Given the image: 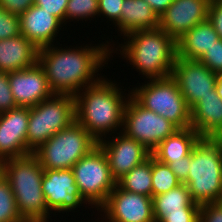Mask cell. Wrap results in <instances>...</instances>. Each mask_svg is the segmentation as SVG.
I'll list each match as a JSON object with an SVG mask.
<instances>
[{
	"instance_id": "cell-26",
	"label": "cell",
	"mask_w": 222,
	"mask_h": 222,
	"mask_svg": "<svg viewBox=\"0 0 222 222\" xmlns=\"http://www.w3.org/2000/svg\"><path fill=\"white\" fill-rule=\"evenodd\" d=\"M180 184L181 182L168 165L152 157V197L166 193Z\"/></svg>"
},
{
	"instance_id": "cell-31",
	"label": "cell",
	"mask_w": 222,
	"mask_h": 222,
	"mask_svg": "<svg viewBox=\"0 0 222 222\" xmlns=\"http://www.w3.org/2000/svg\"><path fill=\"white\" fill-rule=\"evenodd\" d=\"M123 3L124 0H98V16L116 25L120 21Z\"/></svg>"
},
{
	"instance_id": "cell-11",
	"label": "cell",
	"mask_w": 222,
	"mask_h": 222,
	"mask_svg": "<svg viewBox=\"0 0 222 222\" xmlns=\"http://www.w3.org/2000/svg\"><path fill=\"white\" fill-rule=\"evenodd\" d=\"M171 77L177 82L190 109L201 97L217 94L215 86L218 74L198 60H186L177 56Z\"/></svg>"
},
{
	"instance_id": "cell-19",
	"label": "cell",
	"mask_w": 222,
	"mask_h": 222,
	"mask_svg": "<svg viewBox=\"0 0 222 222\" xmlns=\"http://www.w3.org/2000/svg\"><path fill=\"white\" fill-rule=\"evenodd\" d=\"M39 49L22 34L0 40V72H14L38 63Z\"/></svg>"
},
{
	"instance_id": "cell-15",
	"label": "cell",
	"mask_w": 222,
	"mask_h": 222,
	"mask_svg": "<svg viewBox=\"0 0 222 222\" xmlns=\"http://www.w3.org/2000/svg\"><path fill=\"white\" fill-rule=\"evenodd\" d=\"M30 107H16L0 113V163L22 157L27 149V129Z\"/></svg>"
},
{
	"instance_id": "cell-42",
	"label": "cell",
	"mask_w": 222,
	"mask_h": 222,
	"mask_svg": "<svg viewBox=\"0 0 222 222\" xmlns=\"http://www.w3.org/2000/svg\"><path fill=\"white\" fill-rule=\"evenodd\" d=\"M217 139L221 142L222 144V133L217 137Z\"/></svg>"
},
{
	"instance_id": "cell-10",
	"label": "cell",
	"mask_w": 222,
	"mask_h": 222,
	"mask_svg": "<svg viewBox=\"0 0 222 222\" xmlns=\"http://www.w3.org/2000/svg\"><path fill=\"white\" fill-rule=\"evenodd\" d=\"M179 128L163 116L143 107L131 94L125 104L122 132L152 151Z\"/></svg>"
},
{
	"instance_id": "cell-21",
	"label": "cell",
	"mask_w": 222,
	"mask_h": 222,
	"mask_svg": "<svg viewBox=\"0 0 222 222\" xmlns=\"http://www.w3.org/2000/svg\"><path fill=\"white\" fill-rule=\"evenodd\" d=\"M218 39L220 38L212 23L206 19L176 41L177 56L186 60H199Z\"/></svg>"
},
{
	"instance_id": "cell-22",
	"label": "cell",
	"mask_w": 222,
	"mask_h": 222,
	"mask_svg": "<svg viewBox=\"0 0 222 222\" xmlns=\"http://www.w3.org/2000/svg\"><path fill=\"white\" fill-rule=\"evenodd\" d=\"M120 21L115 25L120 35L125 36L137 30H155L159 17L145 0H124Z\"/></svg>"
},
{
	"instance_id": "cell-9",
	"label": "cell",
	"mask_w": 222,
	"mask_h": 222,
	"mask_svg": "<svg viewBox=\"0 0 222 222\" xmlns=\"http://www.w3.org/2000/svg\"><path fill=\"white\" fill-rule=\"evenodd\" d=\"M71 169L82 198L98 212L117 185L104 151L97 145Z\"/></svg>"
},
{
	"instance_id": "cell-32",
	"label": "cell",
	"mask_w": 222,
	"mask_h": 222,
	"mask_svg": "<svg viewBox=\"0 0 222 222\" xmlns=\"http://www.w3.org/2000/svg\"><path fill=\"white\" fill-rule=\"evenodd\" d=\"M18 107L11 92L8 73L0 72V113Z\"/></svg>"
},
{
	"instance_id": "cell-24",
	"label": "cell",
	"mask_w": 222,
	"mask_h": 222,
	"mask_svg": "<svg viewBox=\"0 0 222 222\" xmlns=\"http://www.w3.org/2000/svg\"><path fill=\"white\" fill-rule=\"evenodd\" d=\"M152 206L155 222H160L168 214L200 213V205L192 200L186 184L152 197Z\"/></svg>"
},
{
	"instance_id": "cell-39",
	"label": "cell",
	"mask_w": 222,
	"mask_h": 222,
	"mask_svg": "<svg viewBox=\"0 0 222 222\" xmlns=\"http://www.w3.org/2000/svg\"><path fill=\"white\" fill-rule=\"evenodd\" d=\"M152 10L159 16L172 4L173 0H145Z\"/></svg>"
},
{
	"instance_id": "cell-23",
	"label": "cell",
	"mask_w": 222,
	"mask_h": 222,
	"mask_svg": "<svg viewBox=\"0 0 222 222\" xmlns=\"http://www.w3.org/2000/svg\"><path fill=\"white\" fill-rule=\"evenodd\" d=\"M201 136L192 127L178 129L174 134L161 141L151 156L157 161L169 165L189 155Z\"/></svg>"
},
{
	"instance_id": "cell-41",
	"label": "cell",
	"mask_w": 222,
	"mask_h": 222,
	"mask_svg": "<svg viewBox=\"0 0 222 222\" xmlns=\"http://www.w3.org/2000/svg\"><path fill=\"white\" fill-rule=\"evenodd\" d=\"M208 4H211V3H214V2H217V1H220V0H205Z\"/></svg>"
},
{
	"instance_id": "cell-1",
	"label": "cell",
	"mask_w": 222,
	"mask_h": 222,
	"mask_svg": "<svg viewBox=\"0 0 222 222\" xmlns=\"http://www.w3.org/2000/svg\"><path fill=\"white\" fill-rule=\"evenodd\" d=\"M109 42L102 41L98 46L86 44L62 48L51 45L39 49L38 63L44 69L52 92L75 96L87 86L97 83L102 78L98 77L99 69L108 64L106 62L111 57L112 41Z\"/></svg>"
},
{
	"instance_id": "cell-35",
	"label": "cell",
	"mask_w": 222,
	"mask_h": 222,
	"mask_svg": "<svg viewBox=\"0 0 222 222\" xmlns=\"http://www.w3.org/2000/svg\"><path fill=\"white\" fill-rule=\"evenodd\" d=\"M208 20L212 23L219 38L222 39V0L209 4Z\"/></svg>"
},
{
	"instance_id": "cell-25",
	"label": "cell",
	"mask_w": 222,
	"mask_h": 222,
	"mask_svg": "<svg viewBox=\"0 0 222 222\" xmlns=\"http://www.w3.org/2000/svg\"><path fill=\"white\" fill-rule=\"evenodd\" d=\"M117 184L123 190L152 197V156L126 173Z\"/></svg>"
},
{
	"instance_id": "cell-27",
	"label": "cell",
	"mask_w": 222,
	"mask_h": 222,
	"mask_svg": "<svg viewBox=\"0 0 222 222\" xmlns=\"http://www.w3.org/2000/svg\"><path fill=\"white\" fill-rule=\"evenodd\" d=\"M0 222H26L19 214L9 181L0 172Z\"/></svg>"
},
{
	"instance_id": "cell-36",
	"label": "cell",
	"mask_w": 222,
	"mask_h": 222,
	"mask_svg": "<svg viewBox=\"0 0 222 222\" xmlns=\"http://www.w3.org/2000/svg\"><path fill=\"white\" fill-rule=\"evenodd\" d=\"M35 0H0V7L7 12L20 16L28 8L34 5Z\"/></svg>"
},
{
	"instance_id": "cell-6",
	"label": "cell",
	"mask_w": 222,
	"mask_h": 222,
	"mask_svg": "<svg viewBox=\"0 0 222 222\" xmlns=\"http://www.w3.org/2000/svg\"><path fill=\"white\" fill-rule=\"evenodd\" d=\"M76 121L75 96L54 94L30 107L27 149L33 153L57 132Z\"/></svg>"
},
{
	"instance_id": "cell-14",
	"label": "cell",
	"mask_w": 222,
	"mask_h": 222,
	"mask_svg": "<svg viewBox=\"0 0 222 222\" xmlns=\"http://www.w3.org/2000/svg\"><path fill=\"white\" fill-rule=\"evenodd\" d=\"M112 136L113 139L110 135L103 138L98 145L107 157L112 177L118 181L135 166L147 160L151 156V151L123 132L119 131L117 136Z\"/></svg>"
},
{
	"instance_id": "cell-4",
	"label": "cell",
	"mask_w": 222,
	"mask_h": 222,
	"mask_svg": "<svg viewBox=\"0 0 222 222\" xmlns=\"http://www.w3.org/2000/svg\"><path fill=\"white\" fill-rule=\"evenodd\" d=\"M0 172L9 181L19 214L26 222H48V210L42 192L44 169L38 158L28 154L0 163Z\"/></svg>"
},
{
	"instance_id": "cell-37",
	"label": "cell",
	"mask_w": 222,
	"mask_h": 222,
	"mask_svg": "<svg viewBox=\"0 0 222 222\" xmlns=\"http://www.w3.org/2000/svg\"><path fill=\"white\" fill-rule=\"evenodd\" d=\"M189 163H190V154L184 158L179 159L178 161L171 162L168 166L171 168L173 173L177 176V179L184 184L188 179L189 173Z\"/></svg>"
},
{
	"instance_id": "cell-20",
	"label": "cell",
	"mask_w": 222,
	"mask_h": 222,
	"mask_svg": "<svg viewBox=\"0 0 222 222\" xmlns=\"http://www.w3.org/2000/svg\"><path fill=\"white\" fill-rule=\"evenodd\" d=\"M190 112L191 127L201 137L217 138L222 133V99L218 94L201 97Z\"/></svg>"
},
{
	"instance_id": "cell-40",
	"label": "cell",
	"mask_w": 222,
	"mask_h": 222,
	"mask_svg": "<svg viewBox=\"0 0 222 222\" xmlns=\"http://www.w3.org/2000/svg\"><path fill=\"white\" fill-rule=\"evenodd\" d=\"M215 89L217 91V94L222 99V74H218Z\"/></svg>"
},
{
	"instance_id": "cell-38",
	"label": "cell",
	"mask_w": 222,
	"mask_h": 222,
	"mask_svg": "<svg viewBox=\"0 0 222 222\" xmlns=\"http://www.w3.org/2000/svg\"><path fill=\"white\" fill-rule=\"evenodd\" d=\"M160 222H200V213L168 214Z\"/></svg>"
},
{
	"instance_id": "cell-8",
	"label": "cell",
	"mask_w": 222,
	"mask_h": 222,
	"mask_svg": "<svg viewBox=\"0 0 222 222\" xmlns=\"http://www.w3.org/2000/svg\"><path fill=\"white\" fill-rule=\"evenodd\" d=\"M131 95L146 109L154 111L179 129L191 127V112L177 82L170 76L149 79L131 89Z\"/></svg>"
},
{
	"instance_id": "cell-2",
	"label": "cell",
	"mask_w": 222,
	"mask_h": 222,
	"mask_svg": "<svg viewBox=\"0 0 222 222\" xmlns=\"http://www.w3.org/2000/svg\"><path fill=\"white\" fill-rule=\"evenodd\" d=\"M114 82V83H113ZM103 77L95 84L87 86L75 95L76 121L97 141L122 132L127 95L117 82ZM117 85V86H116ZM127 96V98H126Z\"/></svg>"
},
{
	"instance_id": "cell-13",
	"label": "cell",
	"mask_w": 222,
	"mask_h": 222,
	"mask_svg": "<svg viewBox=\"0 0 222 222\" xmlns=\"http://www.w3.org/2000/svg\"><path fill=\"white\" fill-rule=\"evenodd\" d=\"M98 211L104 212L101 222H155L152 197L123 190L118 184Z\"/></svg>"
},
{
	"instance_id": "cell-18",
	"label": "cell",
	"mask_w": 222,
	"mask_h": 222,
	"mask_svg": "<svg viewBox=\"0 0 222 222\" xmlns=\"http://www.w3.org/2000/svg\"><path fill=\"white\" fill-rule=\"evenodd\" d=\"M19 17L20 33L38 49L54 45L55 38L64 26L57 17L35 4Z\"/></svg>"
},
{
	"instance_id": "cell-34",
	"label": "cell",
	"mask_w": 222,
	"mask_h": 222,
	"mask_svg": "<svg viewBox=\"0 0 222 222\" xmlns=\"http://www.w3.org/2000/svg\"><path fill=\"white\" fill-rule=\"evenodd\" d=\"M200 222H222V201L200 205Z\"/></svg>"
},
{
	"instance_id": "cell-29",
	"label": "cell",
	"mask_w": 222,
	"mask_h": 222,
	"mask_svg": "<svg viewBox=\"0 0 222 222\" xmlns=\"http://www.w3.org/2000/svg\"><path fill=\"white\" fill-rule=\"evenodd\" d=\"M20 34V17L0 7V40Z\"/></svg>"
},
{
	"instance_id": "cell-3",
	"label": "cell",
	"mask_w": 222,
	"mask_h": 222,
	"mask_svg": "<svg viewBox=\"0 0 222 222\" xmlns=\"http://www.w3.org/2000/svg\"><path fill=\"white\" fill-rule=\"evenodd\" d=\"M123 37L124 43L119 44L116 50L111 45L112 57V53L118 51L116 55L121 54V58L129 61L139 75L142 74L145 79L147 78L146 80L167 78L172 75L177 57V44L164 30L160 28L137 30Z\"/></svg>"
},
{
	"instance_id": "cell-12",
	"label": "cell",
	"mask_w": 222,
	"mask_h": 222,
	"mask_svg": "<svg viewBox=\"0 0 222 222\" xmlns=\"http://www.w3.org/2000/svg\"><path fill=\"white\" fill-rule=\"evenodd\" d=\"M42 192L52 213L72 212L88 204L81 196L72 169H44Z\"/></svg>"
},
{
	"instance_id": "cell-5",
	"label": "cell",
	"mask_w": 222,
	"mask_h": 222,
	"mask_svg": "<svg viewBox=\"0 0 222 222\" xmlns=\"http://www.w3.org/2000/svg\"><path fill=\"white\" fill-rule=\"evenodd\" d=\"M188 186L199 204L222 201V144L217 138L201 137L190 153Z\"/></svg>"
},
{
	"instance_id": "cell-7",
	"label": "cell",
	"mask_w": 222,
	"mask_h": 222,
	"mask_svg": "<svg viewBox=\"0 0 222 222\" xmlns=\"http://www.w3.org/2000/svg\"><path fill=\"white\" fill-rule=\"evenodd\" d=\"M98 142L77 121L50 137L33 154L43 169H71Z\"/></svg>"
},
{
	"instance_id": "cell-28",
	"label": "cell",
	"mask_w": 222,
	"mask_h": 222,
	"mask_svg": "<svg viewBox=\"0 0 222 222\" xmlns=\"http://www.w3.org/2000/svg\"><path fill=\"white\" fill-rule=\"evenodd\" d=\"M95 16L98 17V0H69L65 12V25L73 20H92Z\"/></svg>"
},
{
	"instance_id": "cell-30",
	"label": "cell",
	"mask_w": 222,
	"mask_h": 222,
	"mask_svg": "<svg viewBox=\"0 0 222 222\" xmlns=\"http://www.w3.org/2000/svg\"><path fill=\"white\" fill-rule=\"evenodd\" d=\"M198 61L207 66L213 73L222 74V39H218Z\"/></svg>"
},
{
	"instance_id": "cell-16",
	"label": "cell",
	"mask_w": 222,
	"mask_h": 222,
	"mask_svg": "<svg viewBox=\"0 0 222 222\" xmlns=\"http://www.w3.org/2000/svg\"><path fill=\"white\" fill-rule=\"evenodd\" d=\"M8 80L14 101L20 107L36 106L54 95L39 63L27 69L8 72Z\"/></svg>"
},
{
	"instance_id": "cell-17",
	"label": "cell",
	"mask_w": 222,
	"mask_h": 222,
	"mask_svg": "<svg viewBox=\"0 0 222 222\" xmlns=\"http://www.w3.org/2000/svg\"><path fill=\"white\" fill-rule=\"evenodd\" d=\"M209 4L205 0H173L159 16V27L175 41L187 31L208 19Z\"/></svg>"
},
{
	"instance_id": "cell-33",
	"label": "cell",
	"mask_w": 222,
	"mask_h": 222,
	"mask_svg": "<svg viewBox=\"0 0 222 222\" xmlns=\"http://www.w3.org/2000/svg\"><path fill=\"white\" fill-rule=\"evenodd\" d=\"M69 0H35L34 4L57 17L65 26V12Z\"/></svg>"
}]
</instances>
